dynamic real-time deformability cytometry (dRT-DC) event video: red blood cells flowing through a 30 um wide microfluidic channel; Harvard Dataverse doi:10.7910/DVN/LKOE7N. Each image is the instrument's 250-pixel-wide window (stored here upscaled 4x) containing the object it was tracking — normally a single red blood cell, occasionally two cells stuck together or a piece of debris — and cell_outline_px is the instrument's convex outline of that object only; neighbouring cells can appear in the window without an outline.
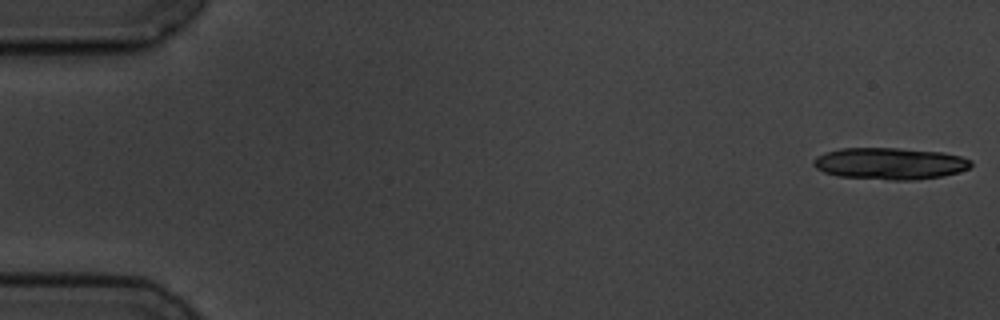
{"species": "common noctule bat (a hibernating species)", "species_latin": "Nyctalus noctula", "temperature_condition": "cold", "stored_images_in_passage": 6, "segment_of_instrument_passage": [1, 2], "camera_frame_rate_fps": 3000, "um_per_image_px": 0.085, "animal": {"sex": "male", "body_mass_g": 19.5, "forearm_length_mm": 54.6}, "frame": {"image": 1, "passage_image": 1, "time_ms": 0.0, "image_size_px": [1000, 320], "cell_outline_px": [[972, 164], [968, 168], [960, 172], [944, 176], [916, 180], [892, 180], [840, 176], [824, 172], [816, 168], [812, 164], [812, 160], [816, 156], [840, 148], [896, 148], [940, 152], [960, 156], [972, 160]], "centroid_in_image_um": [75.65, 13.9], "position_along_channel_um": 9.4, "area_um2": 29.13}}